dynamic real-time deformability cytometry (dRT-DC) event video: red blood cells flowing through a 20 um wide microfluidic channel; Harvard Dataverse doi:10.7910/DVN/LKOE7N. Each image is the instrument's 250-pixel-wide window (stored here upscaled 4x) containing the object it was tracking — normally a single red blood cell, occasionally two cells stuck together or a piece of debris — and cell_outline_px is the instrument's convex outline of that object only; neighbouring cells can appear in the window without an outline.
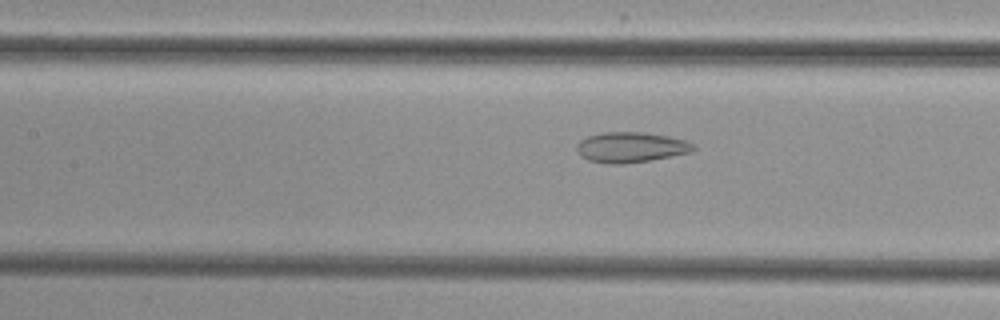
{"species": "common noctule bat (a hibernating species)", "species_latin": "Nyctalus noctula", "temperature_condition": "cold", "stored_images_in_passage": 5, "segment_of_instrument_passage": [2, 2], "camera_frame_rate_fps": 3000, "um_per_image_px": 0.085, "animal": {"sex": "female", "body_mass_g": 29.2, "forearm_length_mm": 56.3}, "frame": {"image": 1, "passage_image": 5, "time_ms": 5.667, "image_size_px": [1000, 320], "cell_outline_px": [[696, 148], [692, 152], [672, 156], [624, 164], [608, 164], [588, 160], [580, 156], [576, 148], [576, 144], [580, 140], [588, 136], [604, 132], [640, 132], [668, 136], [684, 140], [692, 144]], "centroid_in_image_um": [53.59, 12.52], "position_along_channel_um": 153.8, "area_um2": 20.58}}